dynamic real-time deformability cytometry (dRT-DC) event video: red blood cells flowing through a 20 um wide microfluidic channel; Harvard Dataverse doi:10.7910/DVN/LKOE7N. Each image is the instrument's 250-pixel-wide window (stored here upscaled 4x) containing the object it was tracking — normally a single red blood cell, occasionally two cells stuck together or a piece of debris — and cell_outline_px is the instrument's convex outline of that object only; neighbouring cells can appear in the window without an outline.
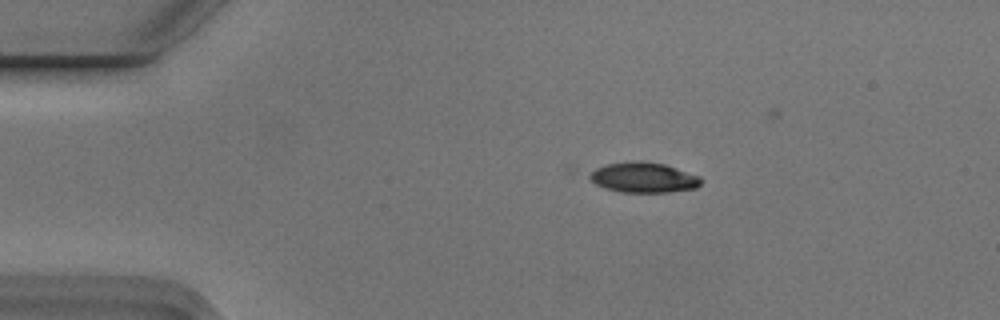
{"species": "Egyptian fruit bat (a non-hibernating species)", "species_latin": "Rousettus aegyptiacus", "temperature_condition": "cold", "stored_images_in_passage": 7, "camera_frame_rate_fps": 3000, "um_per_image_px": 0.085, "animal": {"sex": "male"}, "frame": {"image": 1, "passage_image": 3, "time_ms": 0.667, "image_size_px": [1000, 320], "cell_outline_px": [[704, 180], [696, 188], [668, 192], [624, 192], [604, 188], [596, 184], [588, 176], [588, 172], [596, 168], [608, 164], [640, 160], [664, 164], [700, 176]], "centroid_in_image_um": [54.71, 15.08], "position_along_channel_um": 30.3, "area_um2": 19.59}}
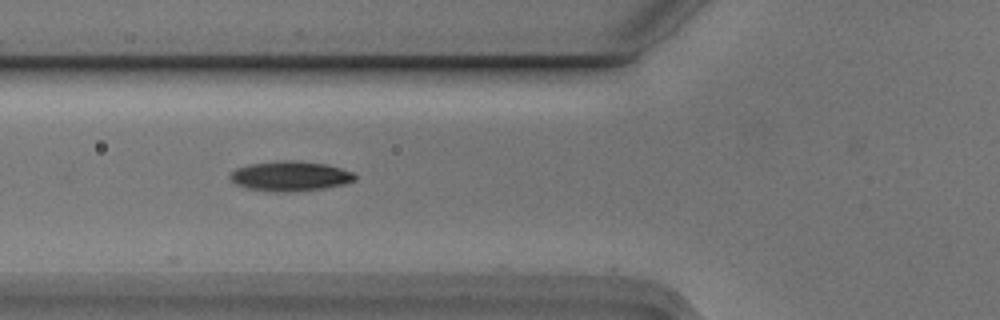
{"frame": {"image": 2, "passage_image": 5, "time_ms": 1.333, "image_size_px": [1000, 320], "cell_outline_px": [[356, 180], [344, 184], [324, 188], [288, 192], [276, 192], [248, 188], [236, 184], [228, 176], [236, 168], [248, 164], [284, 160], [292, 160], [324, 164], [340, 168], [352, 172], [356, 176]], "centroid_in_image_um": [24.66, 14.97], "position_along_channel_um": 101.1, "area_um2": 21.56}}
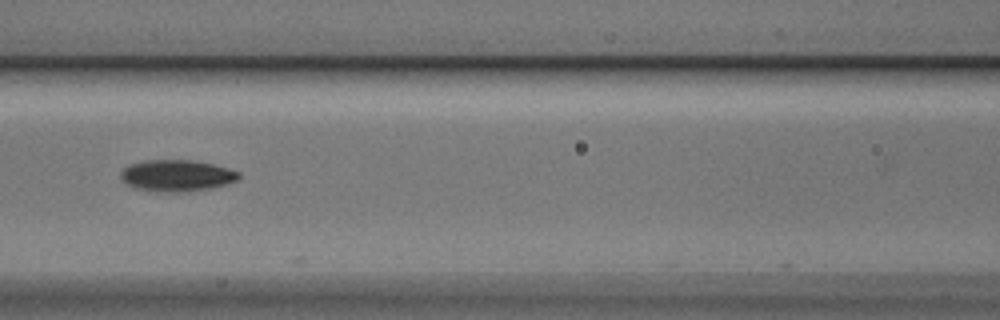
{"frame": {"image": 3, "passage_image": 6, "time_ms": 1.667, "image_size_px": [1000, 320], "cell_outline_px": [[240, 176], [236, 180], [212, 188], [184, 192], [164, 192], [136, 188], [128, 184], [120, 176], [120, 172], [124, 168], [132, 164], [148, 160], [192, 160], [212, 164], [228, 168], [240, 172]], "centroid_in_image_um": [15.04, 14.92], "position_along_channel_um": 151.6, "area_um2": 21.39}}